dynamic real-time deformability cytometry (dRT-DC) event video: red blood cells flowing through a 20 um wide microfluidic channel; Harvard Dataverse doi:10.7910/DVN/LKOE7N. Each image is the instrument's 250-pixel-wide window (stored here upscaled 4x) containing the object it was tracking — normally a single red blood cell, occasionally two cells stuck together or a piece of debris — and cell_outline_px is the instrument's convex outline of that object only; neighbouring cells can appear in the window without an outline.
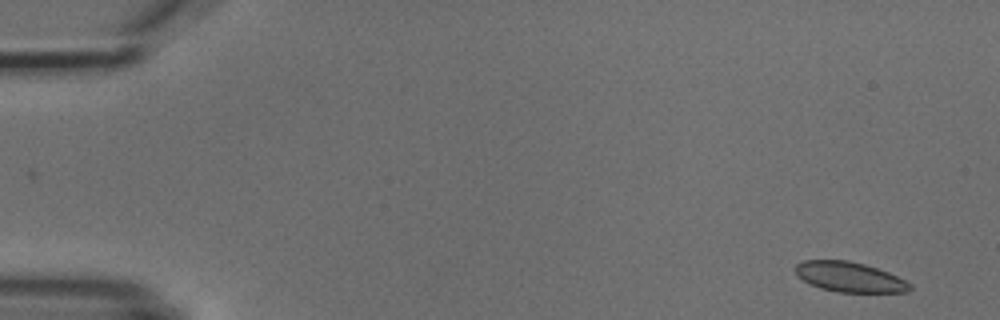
{"species": "common noctule bat (a hibernating species)", "species_latin": "Nyctalus noctula", "temperature_condition": "cold", "stored_images_in_passage": 5, "camera_frame_rate_fps": 3000, "um_per_image_px": 0.085, "animal": {"sex": "male", "body_mass_g": 18.8}, "frame": {"image": 1, "passage_image": 1, "time_ms": 0.0, "image_size_px": [1000, 320], "cell_outline_px": [[912, 288], [908, 292], [836, 292], [820, 288], [804, 280], [796, 272], [796, 264], [804, 260], [848, 260], [864, 264], [888, 272], [912, 284]], "centroid_in_image_um": [72.24, 23.54], "position_along_channel_um": 12.8, "area_um2": 19.83}}
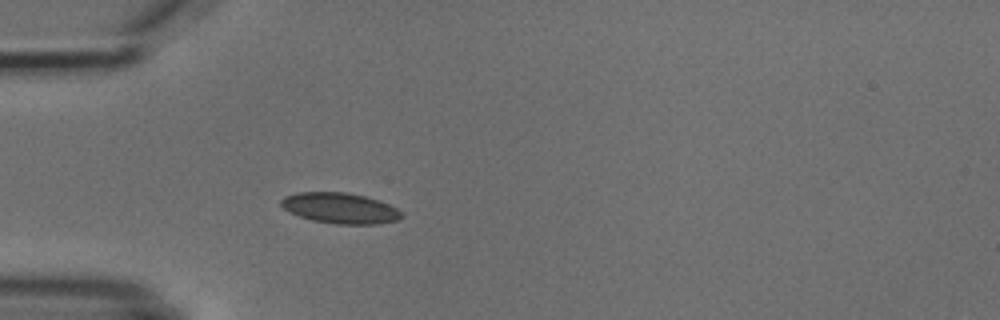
{"frame": {"image": 2, "passage_image": 5, "time_ms": 4.333, "image_size_px": [1000, 320], "cell_outline_px": [[404, 216], [400, 220], [376, 224], [336, 224], [312, 220], [288, 212], [280, 204], [280, 200], [284, 196], [296, 192], [344, 192], [364, 196], [388, 204], [404, 212]], "centroid_in_image_um": [28.91, 17.7], "position_along_channel_um": 56.1, "area_um2": 21.62}}